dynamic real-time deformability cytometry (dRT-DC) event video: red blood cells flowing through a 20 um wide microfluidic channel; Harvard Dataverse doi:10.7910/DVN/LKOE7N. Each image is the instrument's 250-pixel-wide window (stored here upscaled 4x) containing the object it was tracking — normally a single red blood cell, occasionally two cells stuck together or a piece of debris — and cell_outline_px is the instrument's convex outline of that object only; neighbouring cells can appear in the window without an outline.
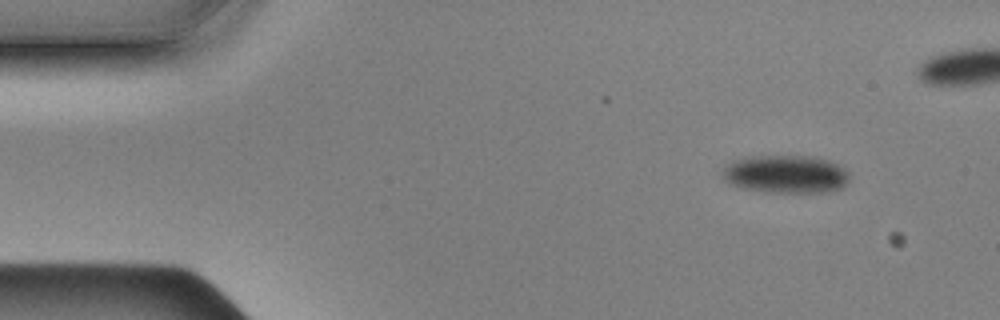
{"species": "Egyptian fruit bat (a non-hibernating species)", "species_latin": "Rousettus aegyptiacus", "temperature_condition": "cold", "stored_images_in_passage": 3, "camera_frame_rate_fps": 3000, "um_per_image_px": 0.085, "animal": {"sex": "male"}, "frame": {"image": 1, "passage_image": 1, "time_ms": 0.0, "image_size_px": [1000, 320], "cell_outline_px": [[848, 180], [844, 188], [828, 192], [764, 192], [740, 188], [724, 180], [720, 172], [724, 164], [732, 160], [744, 156], [816, 156], [840, 164], [848, 172]], "centroid_in_image_um": [66.75, 14.79], "position_along_channel_um": 18.2, "area_um2": 28.84}}